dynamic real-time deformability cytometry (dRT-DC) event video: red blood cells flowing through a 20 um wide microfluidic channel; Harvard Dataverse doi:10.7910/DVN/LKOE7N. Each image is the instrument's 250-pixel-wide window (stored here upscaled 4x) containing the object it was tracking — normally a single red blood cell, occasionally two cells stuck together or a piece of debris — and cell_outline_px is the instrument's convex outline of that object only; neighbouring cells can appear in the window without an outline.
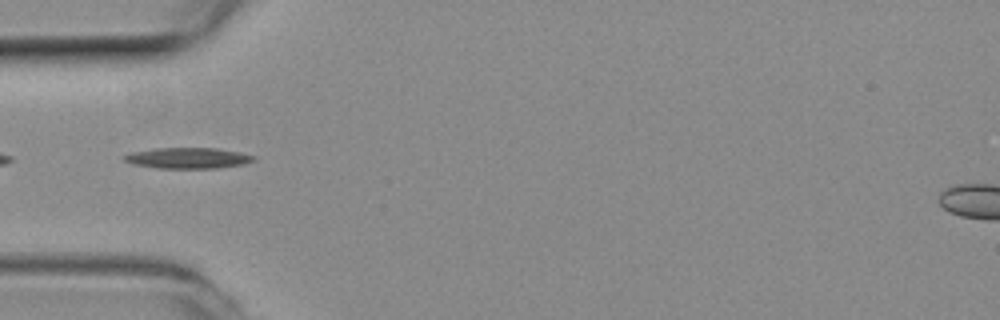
{"species": "common noctule bat (a hibernating species)", "species_latin": "Nyctalus noctula", "temperature_condition": "room temperature", "stored_images_in_passage": 38, "camera_frame_rate_fps": 3000, "um_per_image_px": 0.085, "animal": {"sex": "female", "body_mass_g": 19.3, "forearm_length_mm": 54.1}, "frame": {"image": 1, "passage_image": 9, "time_ms": 2.667, "image_size_px": [1000, 320], "cell_outline_px": [[256, 160], [244, 164], [216, 168], [156, 168], [132, 164], [124, 160], [124, 156], [132, 152], [156, 148], [216, 148], [240, 152], [256, 156]], "centroid_in_image_um": [16.0, 13.43], "position_along_channel_um": 69.0, "area_um2": 15.72}}
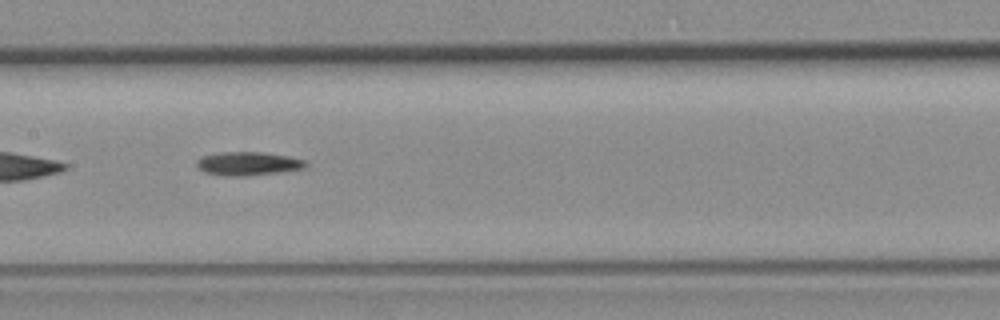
{"frame": {"image": 2, "passage_image": 18, "time_ms": 5.667, "image_size_px": [1000, 320], "cell_outline_px": [[308, 164], [304, 168], [276, 172], [244, 176], [220, 176], [204, 172], [196, 164], [196, 160], [204, 156], [220, 152], [260, 152], [288, 156], [304, 160]], "centroid_in_image_um": [21.05, 13.91], "position_along_channel_um": 186.4, "area_um2": 14.8}}
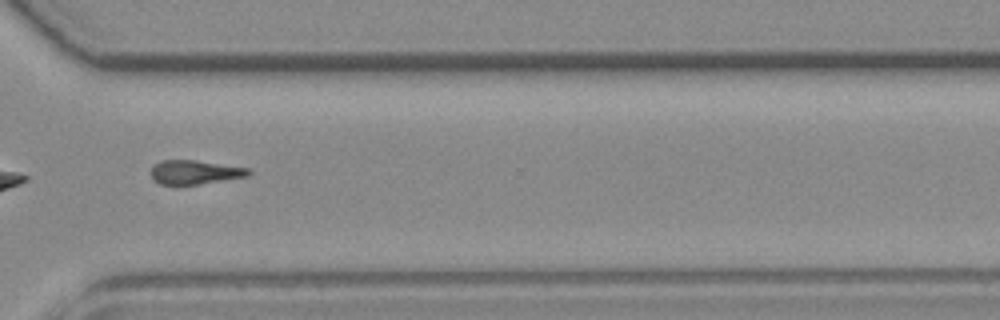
{"frame": {"image": 3, "passage_image": 31, "time_ms": 10.0, "image_size_px": [1000, 320], "cell_outline_px": [[252, 172], [248, 176], [200, 184], [160, 184], [152, 176], [152, 164], [160, 160], [196, 160], [248, 168]], "centroid_in_image_um": [16.57, 14.62], "position_along_channel_um": 354.0, "area_um2": 13.53}}